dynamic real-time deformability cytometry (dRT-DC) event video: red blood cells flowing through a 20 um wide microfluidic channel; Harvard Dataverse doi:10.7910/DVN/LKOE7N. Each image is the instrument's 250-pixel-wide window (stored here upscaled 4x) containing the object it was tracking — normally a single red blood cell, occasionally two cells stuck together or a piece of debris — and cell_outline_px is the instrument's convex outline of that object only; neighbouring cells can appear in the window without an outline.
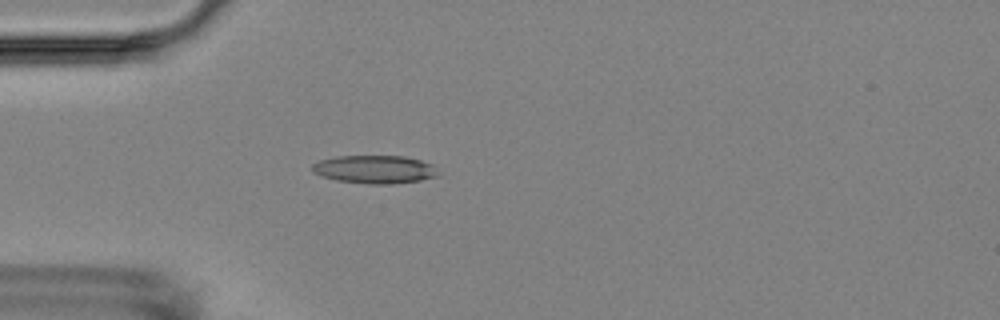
{"species": "Egyptian fruit bat (a non-hibernating species)", "species_latin": "Rousettus aegyptiacus", "temperature_condition": "room temperature", "stored_images_in_passage": 5, "camera_frame_rate_fps": 3000, "um_per_image_px": 0.085, "animal": {"sex": "female"}, "frame": {"image": 1, "passage_image": 5, "time_ms": 4.667, "image_size_px": [1000, 320], "cell_outline_px": [[440, 176], [420, 180], [392, 184], [368, 184], [336, 180], [312, 172], [312, 164], [320, 160], [336, 156], [404, 156], [420, 160], [432, 164]], "centroid_in_image_um": [31.86, 14.4], "position_along_channel_um": 53.1, "area_um2": 20.63}}